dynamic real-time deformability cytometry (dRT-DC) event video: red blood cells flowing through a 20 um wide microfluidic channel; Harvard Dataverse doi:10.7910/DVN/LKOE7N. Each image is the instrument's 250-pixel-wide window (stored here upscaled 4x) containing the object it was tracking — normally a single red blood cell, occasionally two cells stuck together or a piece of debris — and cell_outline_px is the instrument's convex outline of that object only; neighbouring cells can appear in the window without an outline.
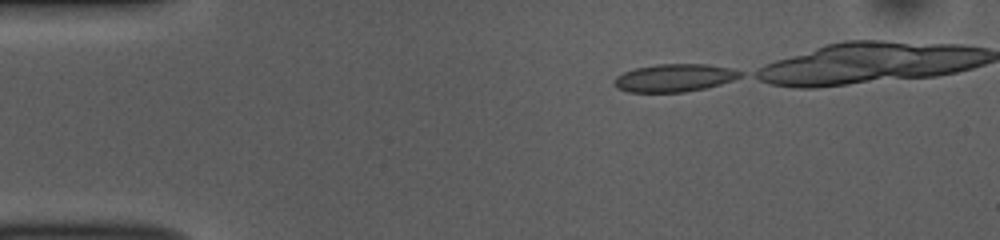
{"species": "common noctule bat (a hibernating species)", "species_latin": "Nyctalus noctula", "temperature_condition": "room temperature", "stored_images_in_passage": 15, "camera_frame_rate_fps": 3000, "um_per_image_px": 0.085, "animal": {"sex": "female", "body_mass_g": 10.0, "forearm_length_mm": 53.1}, "frame": {"image": 1, "passage_image": 1, "time_ms": 0.0, "image_size_px": [1000, 240], "cell_outline_px": [[744, 76], [720, 84], [704, 88], [684, 92], [628, 92], [616, 88], [612, 84], [612, 80], [616, 76], [624, 72], [636, 68], [656, 64], [708, 64], [728, 68], [744, 72]], "centroid_in_image_um": [57.29, 6.62], "position_along_channel_um": 27.7, "area_um2": 20.52}}
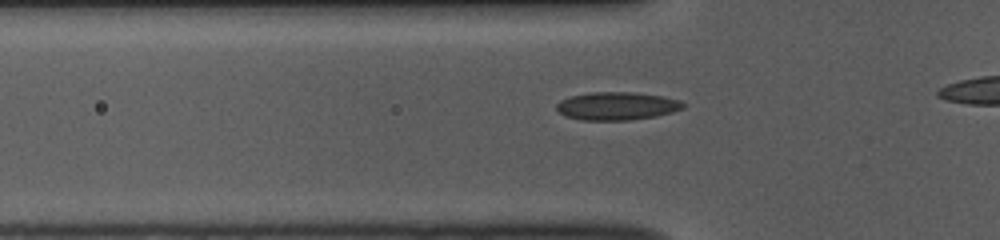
{"frame": {"image": 2, "passage_image": 9, "time_ms": 2.667, "image_size_px": [1000, 240], "cell_outline_px": [[684, 108], [672, 112], [656, 116], [628, 120], [580, 120], [564, 116], [556, 108], [556, 104], [560, 100], [572, 96], [588, 92], [636, 92], [664, 96], [680, 100], [684, 104]], "centroid_in_image_um": [52.43, 9.0], "position_along_channel_um": 73.4, "area_um2": 20.81}}
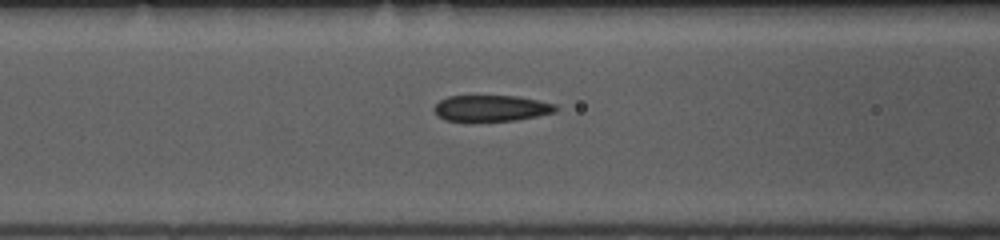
{"frame": {"image": 3, "passage_image": 13, "time_ms": 4.0, "image_size_px": [1000, 240], "cell_outline_px": [[560, 108], [556, 112], [516, 120], [468, 124], [444, 120], [432, 108], [440, 100], [448, 96], [516, 96], [556, 104]], "centroid_in_image_um": [41.72, 9.24], "position_along_channel_um": 124.9, "area_um2": 19.25}}